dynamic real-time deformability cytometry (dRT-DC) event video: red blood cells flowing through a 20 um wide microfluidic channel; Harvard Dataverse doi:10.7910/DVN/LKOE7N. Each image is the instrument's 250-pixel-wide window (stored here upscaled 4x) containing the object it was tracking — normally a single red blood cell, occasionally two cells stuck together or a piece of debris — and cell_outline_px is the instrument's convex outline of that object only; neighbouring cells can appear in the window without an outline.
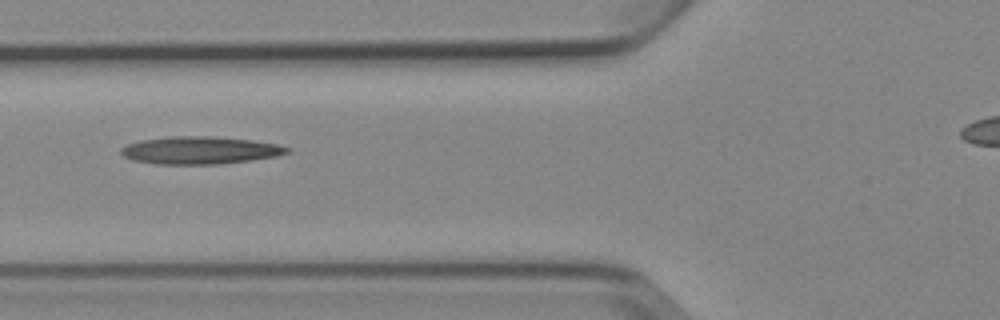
{"species": "Egyptian fruit bat (a non-hibernating species)", "species_latin": "Rousettus aegyptiacus", "temperature_condition": "cold", "stored_images_in_passage": 2, "camera_frame_rate_fps": 3000, "um_per_image_px": 0.085, "animal": {"sex": "female"}, "frame": {"image": 1, "passage_image": 2, "time_ms": 1.333, "image_size_px": [1000, 320], "cell_outline_px": [[292, 152], [276, 156], [252, 160], [220, 164], [156, 164], [132, 160], [124, 156], [120, 152], [120, 148], [128, 144], [140, 140], [172, 136], [212, 136], [252, 140], [280, 144], [292, 148]], "centroid_in_image_um": [17.05, 12.77], "position_along_channel_um": 108.8, "area_um2": 26.93}}